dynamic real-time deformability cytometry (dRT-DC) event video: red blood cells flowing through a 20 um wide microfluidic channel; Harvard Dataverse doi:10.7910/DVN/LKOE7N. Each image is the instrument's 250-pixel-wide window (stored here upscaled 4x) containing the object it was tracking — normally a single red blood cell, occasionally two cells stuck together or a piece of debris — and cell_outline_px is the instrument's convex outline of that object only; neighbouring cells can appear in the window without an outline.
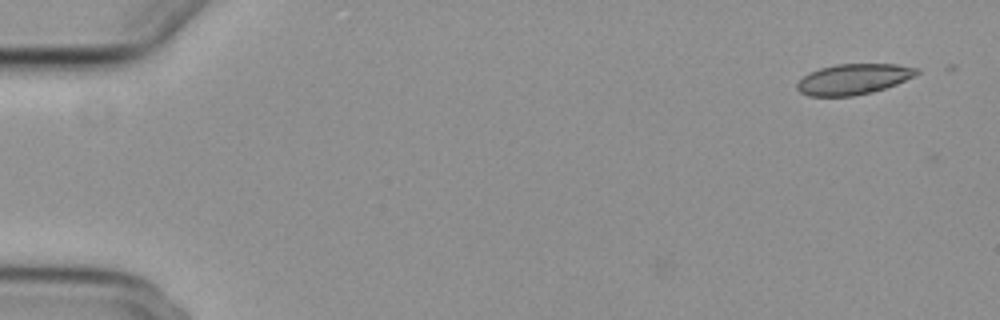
{"species": "common noctule bat (a hibernating species)", "species_latin": "Nyctalus noctula", "temperature_condition": "cold", "stored_images_in_passage": 3, "camera_frame_rate_fps": 3000, "um_per_image_px": 0.085, "animal": {"sex": "female", "body_mass_g": 29.2, "forearm_length_mm": 56.3}, "frame": {"image": 1, "passage_image": 1, "time_ms": 0.0, "image_size_px": [1000, 320], "cell_outline_px": [[920, 72], [916, 76], [896, 84], [872, 92], [852, 96], [808, 96], [800, 92], [796, 88], [796, 84], [808, 72], [820, 68], [836, 64], [896, 64], [920, 68]], "centroid_in_image_um": [72.56, 6.72], "position_along_channel_um": 12.4, "area_um2": 21.44}}